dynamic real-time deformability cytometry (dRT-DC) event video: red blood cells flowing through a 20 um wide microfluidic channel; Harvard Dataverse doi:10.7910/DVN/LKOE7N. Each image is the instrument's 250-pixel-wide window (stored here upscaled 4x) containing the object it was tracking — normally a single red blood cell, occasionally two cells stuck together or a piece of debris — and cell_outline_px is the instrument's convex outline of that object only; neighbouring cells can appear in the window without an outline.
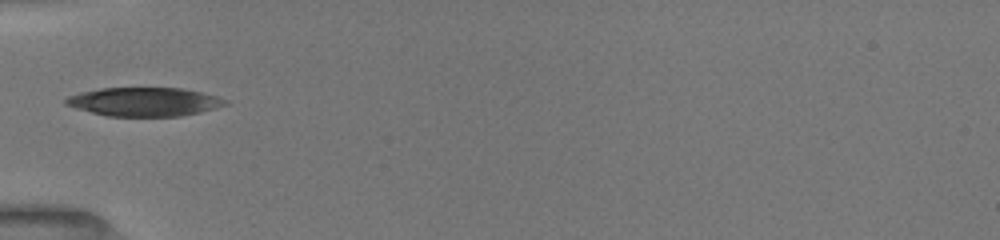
{"species": "common noctule bat (a hibernating species)", "species_latin": "Nyctalus noctula", "temperature_condition": "room temperature", "stored_images_in_passage": 11, "camera_frame_rate_fps": 3000, "um_per_image_px": 0.085, "animal": {"sex": "female", "body_mass_g": 19.5, "forearm_length_mm": 54.1}, "frame": {"image": 1, "passage_image": 10, "time_ms": 5.0, "image_size_px": [1000, 240], "cell_outline_px": [[228, 104], [216, 108], [200, 112], [180, 116], [108, 116], [76, 108], [64, 104], [64, 100], [68, 96], [80, 92], [100, 88], [184, 88], [220, 96], [228, 100]], "centroid_in_image_um": [12.3, 8.64], "position_along_channel_um": 72.7, "area_um2": 26.82}}